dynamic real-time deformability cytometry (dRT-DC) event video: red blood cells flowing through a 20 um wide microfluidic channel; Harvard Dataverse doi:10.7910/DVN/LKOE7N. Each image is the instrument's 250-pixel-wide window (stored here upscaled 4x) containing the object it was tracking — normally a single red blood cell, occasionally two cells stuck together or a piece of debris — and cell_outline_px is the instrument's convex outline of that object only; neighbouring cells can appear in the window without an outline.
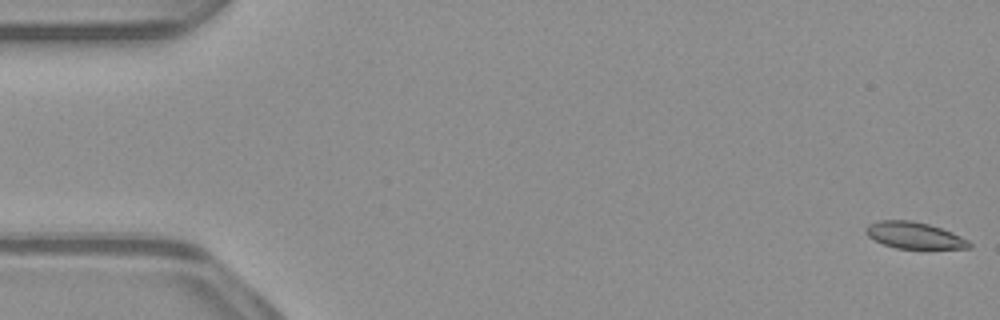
{"species": "common noctule bat (a hibernating species)", "species_latin": "Nyctalus noctula", "temperature_condition": "warm", "stored_images_in_passage": 53, "camera_frame_rate_fps": 3000, "um_per_image_px": 0.085, "animal": {"sex": "male", "body_mass_g": 23.1, "forearm_length_mm": 52.7}, "frame": {"image": 1, "passage_image": 1, "time_ms": 0.0, "image_size_px": [1000, 320], "cell_outline_px": [[972, 248], [896, 248], [884, 244], [868, 236], [864, 232], [864, 228], [868, 224], [880, 220], [912, 220], [928, 224], [952, 232], [968, 240], [972, 244]], "centroid_in_image_um": [77.69, 19.99], "position_along_channel_um": 7.3, "area_um2": 15.9}}
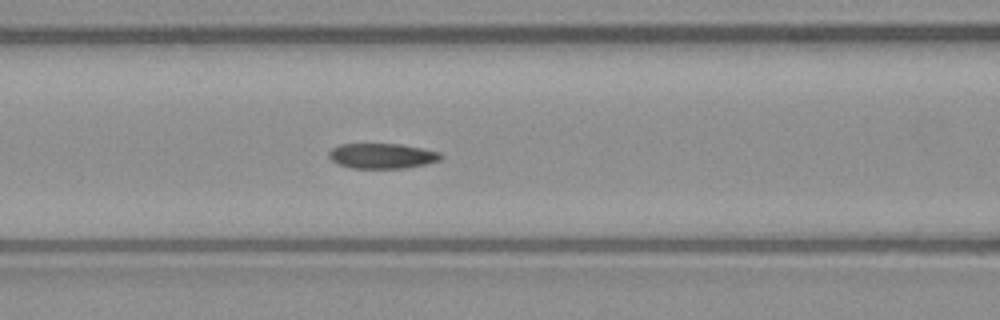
{"frame": {"image": 2, "passage_image": 22, "time_ms": 7.0, "image_size_px": [1000, 320], "cell_outline_px": [[444, 156], [440, 160], [424, 164], [404, 168], [352, 168], [340, 164], [332, 160], [328, 156], [328, 152], [332, 148], [340, 144], [400, 144], [424, 148], [440, 152]], "centroid_in_image_um": [32.5, 13.24], "position_along_channel_um": 134.1, "area_um2": 16.42}}
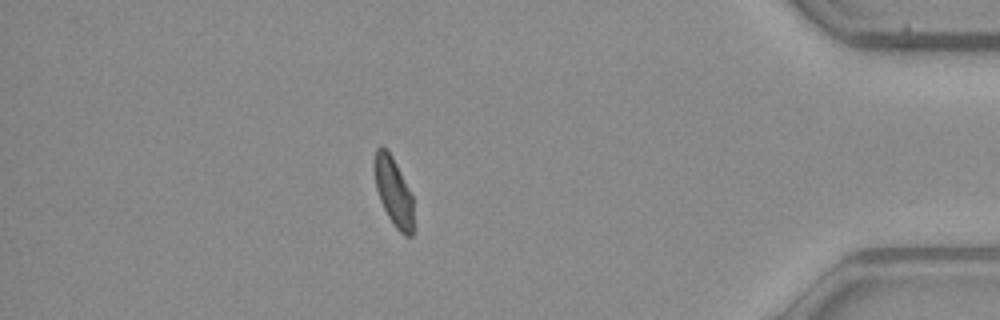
{"frame": {"image": 3, "passage_image": 46, "time_ms": 15.0, "image_size_px": [1000, 320], "cell_outline_px": [[416, 228], [412, 236], [404, 236], [396, 228], [388, 216], [380, 200], [376, 188], [376, 148], [380, 144], [392, 156], [412, 196]], "centroid_in_image_um": [33.52, 16.42], "position_along_channel_um": 401.7, "area_um2": 15.43}, "authors_computed_cell_mechanics": {"area_um2": 16.8776, "velocity_mm_per_s": 3.9357, "shape_relaxation_time_tau1_ms": null, "shape_relaxation_time_tau2_ms": 3.635, "deformation_change_tau1": null, "deformation_change_tau2": 0.0814}}